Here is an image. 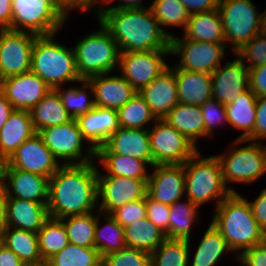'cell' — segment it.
Returning <instances> with one entry per match:
<instances>
[{"mask_svg":"<svg viewBox=\"0 0 266 266\" xmlns=\"http://www.w3.org/2000/svg\"><path fill=\"white\" fill-rule=\"evenodd\" d=\"M49 217L98 211V175L96 161L80 165H61L49 178Z\"/></svg>","mask_w":266,"mask_h":266,"instance_id":"cell-1","label":"cell"},{"mask_svg":"<svg viewBox=\"0 0 266 266\" xmlns=\"http://www.w3.org/2000/svg\"><path fill=\"white\" fill-rule=\"evenodd\" d=\"M96 20L111 33L120 53L170 50V38L162 31L150 7L105 9Z\"/></svg>","mask_w":266,"mask_h":266,"instance_id":"cell-2","label":"cell"},{"mask_svg":"<svg viewBox=\"0 0 266 266\" xmlns=\"http://www.w3.org/2000/svg\"><path fill=\"white\" fill-rule=\"evenodd\" d=\"M213 211L210 222L237 257L266 240V233L259 227L247 198L240 192H232Z\"/></svg>","mask_w":266,"mask_h":266,"instance_id":"cell-3","label":"cell"},{"mask_svg":"<svg viewBox=\"0 0 266 266\" xmlns=\"http://www.w3.org/2000/svg\"><path fill=\"white\" fill-rule=\"evenodd\" d=\"M57 33L38 36L32 50L31 72L51 89L80 82L73 47L56 41Z\"/></svg>","mask_w":266,"mask_h":266,"instance_id":"cell-4","label":"cell"},{"mask_svg":"<svg viewBox=\"0 0 266 266\" xmlns=\"http://www.w3.org/2000/svg\"><path fill=\"white\" fill-rule=\"evenodd\" d=\"M199 150L184 164L185 194L199 208L214 203V209L232 191L223 180L222 166L216 154L203 156Z\"/></svg>","mask_w":266,"mask_h":266,"instance_id":"cell-5","label":"cell"},{"mask_svg":"<svg viewBox=\"0 0 266 266\" xmlns=\"http://www.w3.org/2000/svg\"><path fill=\"white\" fill-rule=\"evenodd\" d=\"M98 29L85 34L73 47L81 80L118 70L120 51L111 33L97 20Z\"/></svg>","mask_w":266,"mask_h":266,"instance_id":"cell-6","label":"cell"},{"mask_svg":"<svg viewBox=\"0 0 266 266\" xmlns=\"http://www.w3.org/2000/svg\"><path fill=\"white\" fill-rule=\"evenodd\" d=\"M233 140L226 152L215 154L221 162L224 183L232 192H239L230 184L253 185L266 175V144Z\"/></svg>","mask_w":266,"mask_h":266,"instance_id":"cell-7","label":"cell"},{"mask_svg":"<svg viewBox=\"0 0 266 266\" xmlns=\"http://www.w3.org/2000/svg\"><path fill=\"white\" fill-rule=\"evenodd\" d=\"M68 20L55 0H12L11 30L47 36L63 29Z\"/></svg>","mask_w":266,"mask_h":266,"instance_id":"cell-8","label":"cell"},{"mask_svg":"<svg viewBox=\"0 0 266 266\" xmlns=\"http://www.w3.org/2000/svg\"><path fill=\"white\" fill-rule=\"evenodd\" d=\"M253 1H219L218 10L224 27L225 43L232 54L259 34L262 12Z\"/></svg>","mask_w":266,"mask_h":266,"instance_id":"cell-9","label":"cell"},{"mask_svg":"<svg viewBox=\"0 0 266 266\" xmlns=\"http://www.w3.org/2000/svg\"><path fill=\"white\" fill-rule=\"evenodd\" d=\"M38 134L60 165H80L95 161L96 151L83 138L76 119L63 125L44 128Z\"/></svg>","mask_w":266,"mask_h":266,"instance_id":"cell-10","label":"cell"},{"mask_svg":"<svg viewBox=\"0 0 266 266\" xmlns=\"http://www.w3.org/2000/svg\"><path fill=\"white\" fill-rule=\"evenodd\" d=\"M226 51H229L226 43L193 41L181 35L170 39V56L178 58L173 64L182 70L211 74L228 56Z\"/></svg>","mask_w":266,"mask_h":266,"instance_id":"cell-11","label":"cell"},{"mask_svg":"<svg viewBox=\"0 0 266 266\" xmlns=\"http://www.w3.org/2000/svg\"><path fill=\"white\" fill-rule=\"evenodd\" d=\"M149 128L153 165L185 164L199 149L164 119Z\"/></svg>","mask_w":266,"mask_h":266,"instance_id":"cell-12","label":"cell"},{"mask_svg":"<svg viewBox=\"0 0 266 266\" xmlns=\"http://www.w3.org/2000/svg\"><path fill=\"white\" fill-rule=\"evenodd\" d=\"M169 57L170 50L125 51L117 71L139 92L169 66Z\"/></svg>","mask_w":266,"mask_h":266,"instance_id":"cell-13","label":"cell"},{"mask_svg":"<svg viewBox=\"0 0 266 266\" xmlns=\"http://www.w3.org/2000/svg\"><path fill=\"white\" fill-rule=\"evenodd\" d=\"M37 37L29 32L0 30V80L31 71L32 50Z\"/></svg>","mask_w":266,"mask_h":266,"instance_id":"cell-14","label":"cell"},{"mask_svg":"<svg viewBox=\"0 0 266 266\" xmlns=\"http://www.w3.org/2000/svg\"><path fill=\"white\" fill-rule=\"evenodd\" d=\"M147 191L148 180L98 175V210L111 214L126 203L145 198Z\"/></svg>","mask_w":266,"mask_h":266,"instance_id":"cell-15","label":"cell"},{"mask_svg":"<svg viewBox=\"0 0 266 266\" xmlns=\"http://www.w3.org/2000/svg\"><path fill=\"white\" fill-rule=\"evenodd\" d=\"M6 163L14 169L48 178H51L61 166L38 133L21 144Z\"/></svg>","mask_w":266,"mask_h":266,"instance_id":"cell-16","label":"cell"},{"mask_svg":"<svg viewBox=\"0 0 266 266\" xmlns=\"http://www.w3.org/2000/svg\"><path fill=\"white\" fill-rule=\"evenodd\" d=\"M211 73L212 96L224 106L235 102L242 92L249 89V68L233 53Z\"/></svg>","mask_w":266,"mask_h":266,"instance_id":"cell-17","label":"cell"},{"mask_svg":"<svg viewBox=\"0 0 266 266\" xmlns=\"http://www.w3.org/2000/svg\"><path fill=\"white\" fill-rule=\"evenodd\" d=\"M147 194L168 206L185 198L184 164L153 165L150 168Z\"/></svg>","mask_w":266,"mask_h":266,"instance_id":"cell-18","label":"cell"},{"mask_svg":"<svg viewBox=\"0 0 266 266\" xmlns=\"http://www.w3.org/2000/svg\"><path fill=\"white\" fill-rule=\"evenodd\" d=\"M0 90L14 110L30 111L51 88L42 78L30 71L0 80Z\"/></svg>","mask_w":266,"mask_h":266,"instance_id":"cell-19","label":"cell"},{"mask_svg":"<svg viewBox=\"0 0 266 266\" xmlns=\"http://www.w3.org/2000/svg\"><path fill=\"white\" fill-rule=\"evenodd\" d=\"M2 181L7 198H19L37 203H48L49 201L48 177L14 169L4 162Z\"/></svg>","mask_w":266,"mask_h":266,"instance_id":"cell-20","label":"cell"},{"mask_svg":"<svg viewBox=\"0 0 266 266\" xmlns=\"http://www.w3.org/2000/svg\"><path fill=\"white\" fill-rule=\"evenodd\" d=\"M95 154H120L144 160L153 166L148 129L120 127L103 146L96 150Z\"/></svg>","mask_w":266,"mask_h":266,"instance_id":"cell-21","label":"cell"},{"mask_svg":"<svg viewBox=\"0 0 266 266\" xmlns=\"http://www.w3.org/2000/svg\"><path fill=\"white\" fill-rule=\"evenodd\" d=\"M87 81L92 87L94 104L97 107L118 110L137 93L118 71L117 74L105 73L94 76Z\"/></svg>","mask_w":266,"mask_h":266,"instance_id":"cell-22","label":"cell"},{"mask_svg":"<svg viewBox=\"0 0 266 266\" xmlns=\"http://www.w3.org/2000/svg\"><path fill=\"white\" fill-rule=\"evenodd\" d=\"M138 93L150 106L156 119H164L179 103L174 70L168 66Z\"/></svg>","mask_w":266,"mask_h":266,"instance_id":"cell-23","label":"cell"},{"mask_svg":"<svg viewBox=\"0 0 266 266\" xmlns=\"http://www.w3.org/2000/svg\"><path fill=\"white\" fill-rule=\"evenodd\" d=\"M83 138L96 151L120 126L117 110L95 106L76 118Z\"/></svg>","mask_w":266,"mask_h":266,"instance_id":"cell-24","label":"cell"},{"mask_svg":"<svg viewBox=\"0 0 266 266\" xmlns=\"http://www.w3.org/2000/svg\"><path fill=\"white\" fill-rule=\"evenodd\" d=\"M202 234L203 236L195 248H192L193 242H191V239L189 240V245L191 246H189L188 266H218L223 261V257L228 256V253L232 255L233 261L236 260L238 262V257L230 249L227 241L211 222H209L207 229Z\"/></svg>","mask_w":266,"mask_h":266,"instance_id":"cell-25","label":"cell"},{"mask_svg":"<svg viewBox=\"0 0 266 266\" xmlns=\"http://www.w3.org/2000/svg\"><path fill=\"white\" fill-rule=\"evenodd\" d=\"M48 203L7 198L5 227L37 233L49 218Z\"/></svg>","mask_w":266,"mask_h":266,"instance_id":"cell-26","label":"cell"},{"mask_svg":"<svg viewBox=\"0 0 266 266\" xmlns=\"http://www.w3.org/2000/svg\"><path fill=\"white\" fill-rule=\"evenodd\" d=\"M169 66L175 72L179 103L200 107L213 98L211 74L182 70L172 64Z\"/></svg>","mask_w":266,"mask_h":266,"instance_id":"cell-27","label":"cell"},{"mask_svg":"<svg viewBox=\"0 0 266 266\" xmlns=\"http://www.w3.org/2000/svg\"><path fill=\"white\" fill-rule=\"evenodd\" d=\"M35 133L30 111L14 110L0 130V158L6 162Z\"/></svg>","mask_w":266,"mask_h":266,"instance_id":"cell-28","label":"cell"},{"mask_svg":"<svg viewBox=\"0 0 266 266\" xmlns=\"http://www.w3.org/2000/svg\"><path fill=\"white\" fill-rule=\"evenodd\" d=\"M164 120L201 151L198 140L205 138V123L199 106L178 103Z\"/></svg>","mask_w":266,"mask_h":266,"instance_id":"cell-29","label":"cell"},{"mask_svg":"<svg viewBox=\"0 0 266 266\" xmlns=\"http://www.w3.org/2000/svg\"><path fill=\"white\" fill-rule=\"evenodd\" d=\"M95 161L97 175L122 176L140 180H148L150 176L151 166L138 158L120 154H95Z\"/></svg>","mask_w":266,"mask_h":266,"instance_id":"cell-30","label":"cell"},{"mask_svg":"<svg viewBox=\"0 0 266 266\" xmlns=\"http://www.w3.org/2000/svg\"><path fill=\"white\" fill-rule=\"evenodd\" d=\"M257 96L247 89L235 102L225 106L228 127L241 134L236 139L247 140L254 132Z\"/></svg>","mask_w":266,"mask_h":266,"instance_id":"cell-31","label":"cell"},{"mask_svg":"<svg viewBox=\"0 0 266 266\" xmlns=\"http://www.w3.org/2000/svg\"><path fill=\"white\" fill-rule=\"evenodd\" d=\"M183 37L193 41L225 43L224 27L218 9L190 14Z\"/></svg>","mask_w":266,"mask_h":266,"instance_id":"cell-32","label":"cell"},{"mask_svg":"<svg viewBox=\"0 0 266 266\" xmlns=\"http://www.w3.org/2000/svg\"><path fill=\"white\" fill-rule=\"evenodd\" d=\"M1 243L12 250L27 266H43L37 233L5 227L0 235Z\"/></svg>","mask_w":266,"mask_h":266,"instance_id":"cell-33","label":"cell"},{"mask_svg":"<svg viewBox=\"0 0 266 266\" xmlns=\"http://www.w3.org/2000/svg\"><path fill=\"white\" fill-rule=\"evenodd\" d=\"M31 118L36 133L52 126L63 125L73 120L66 111L60 95L51 89L31 110Z\"/></svg>","mask_w":266,"mask_h":266,"instance_id":"cell-34","label":"cell"},{"mask_svg":"<svg viewBox=\"0 0 266 266\" xmlns=\"http://www.w3.org/2000/svg\"><path fill=\"white\" fill-rule=\"evenodd\" d=\"M199 210V207L186 197L171 205L169 231L165 234L166 238L190 240L194 233L192 229L199 224L201 217Z\"/></svg>","mask_w":266,"mask_h":266,"instance_id":"cell-35","label":"cell"},{"mask_svg":"<svg viewBox=\"0 0 266 266\" xmlns=\"http://www.w3.org/2000/svg\"><path fill=\"white\" fill-rule=\"evenodd\" d=\"M126 247L145 251L149 254L154 252L166 239V235L147 217L134 221L124 227Z\"/></svg>","mask_w":266,"mask_h":266,"instance_id":"cell-36","label":"cell"},{"mask_svg":"<svg viewBox=\"0 0 266 266\" xmlns=\"http://www.w3.org/2000/svg\"><path fill=\"white\" fill-rule=\"evenodd\" d=\"M94 237L95 248L99 251L101 257L115 251L123 250L126 247L124 227L110 214L101 213L99 210L97 211Z\"/></svg>","mask_w":266,"mask_h":266,"instance_id":"cell-37","label":"cell"},{"mask_svg":"<svg viewBox=\"0 0 266 266\" xmlns=\"http://www.w3.org/2000/svg\"><path fill=\"white\" fill-rule=\"evenodd\" d=\"M149 7L158 20L162 31L171 39L176 33H170L167 28H181L187 25L190 13L180 0H152ZM166 27V28H165Z\"/></svg>","mask_w":266,"mask_h":266,"instance_id":"cell-38","label":"cell"},{"mask_svg":"<svg viewBox=\"0 0 266 266\" xmlns=\"http://www.w3.org/2000/svg\"><path fill=\"white\" fill-rule=\"evenodd\" d=\"M66 86L58 87L55 90L60 95L66 111L73 119L90 112L95 107L93 90L87 80Z\"/></svg>","mask_w":266,"mask_h":266,"instance_id":"cell-39","label":"cell"},{"mask_svg":"<svg viewBox=\"0 0 266 266\" xmlns=\"http://www.w3.org/2000/svg\"><path fill=\"white\" fill-rule=\"evenodd\" d=\"M41 257L46 262L69 244L66 226L61 219L49 217L37 232Z\"/></svg>","mask_w":266,"mask_h":266,"instance_id":"cell-40","label":"cell"},{"mask_svg":"<svg viewBox=\"0 0 266 266\" xmlns=\"http://www.w3.org/2000/svg\"><path fill=\"white\" fill-rule=\"evenodd\" d=\"M69 243L86 248H95L97 211L62 218Z\"/></svg>","mask_w":266,"mask_h":266,"instance_id":"cell-41","label":"cell"},{"mask_svg":"<svg viewBox=\"0 0 266 266\" xmlns=\"http://www.w3.org/2000/svg\"><path fill=\"white\" fill-rule=\"evenodd\" d=\"M117 115L119 126L131 129H149L157 120L138 92L117 110Z\"/></svg>","mask_w":266,"mask_h":266,"instance_id":"cell-42","label":"cell"},{"mask_svg":"<svg viewBox=\"0 0 266 266\" xmlns=\"http://www.w3.org/2000/svg\"><path fill=\"white\" fill-rule=\"evenodd\" d=\"M189 240L166 238L151 253V266H188Z\"/></svg>","mask_w":266,"mask_h":266,"instance_id":"cell-43","label":"cell"},{"mask_svg":"<svg viewBox=\"0 0 266 266\" xmlns=\"http://www.w3.org/2000/svg\"><path fill=\"white\" fill-rule=\"evenodd\" d=\"M102 257L96 248L69 243L45 262V266H96Z\"/></svg>","mask_w":266,"mask_h":266,"instance_id":"cell-44","label":"cell"},{"mask_svg":"<svg viewBox=\"0 0 266 266\" xmlns=\"http://www.w3.org/2000/svg\"><path fill=\"white\" fill-rule=\"evenodd\" d=\"M205 123V139L216 135V129L228 126L225 106L214 98L200 106ZM215 133V134H214Z\"/></svg>","mask_w":266,"mask_h":266,"instance_id":"cell-45","label":"cell"},{"mask_svg":"<svg viewBox=\"0 0 266 266\" xmlns=\"http://www.w3.org/2000/svg\"><path fill=\"white\" fill-rule=\"evenodd\" d=\"M105 266H151V254L130 247L102 257Z\"/></svg>","mask_w":266,"mask_h":266,"instance_id":"cell-46","label":"cell"},{"mask_svg":"<svg viewBox=\"0 0 266 266\" xmlns=\"http://www.w3.org/2000/svg\"><path fill=\"white\" fill-rule=\"evenodd\" d=\"M234 54L247 68L266 64V36L256 35Z\"/></svg>","mask_w":266,"mask_h":266,"instance_id":"cell-47","label":"cell"},{"mask_svg":"<svg viewBox=\"0 0 266 266\" xmlns=\"http://www.w3.org/2000/svg\"><path fill=\"white\" fill-rule=\"evenodd\" d=\"M110 215L123 227L143 219L147 215L146 197L126 203L115 209Z\"/></svg>","mask_w":266,"mask_h":266,"instance_id":"cell-48","label":"cell"},{"mask_svg":"<svg viewBox=\"0 0 266 266\" xmlns=\"http://www.w3.org/2000/svg\"><path fill=\"white\" fill-rule=\"evenodd\" d=\"M147 219L156 225L165 234L169 231L170 206L164 205L148 194L146 195Z\"/></svg>","mask_w":266,"mask_h":266,"instance_id":"cell-49","label":"cell"},{"mask_svg":"<svg viewBox=\"0 0 266 266\" xmlns=\"http://www.w3.org/2000/svg\"><path fill=\"white\" fill-rule=\"evenodd\" d=\"M247 140L263 143L266 140V96L257 97L254 132Z\"/></svg>","mask_w":266,"mask_h":266,"instance_id":"cell-50","label":"cell"},{"mask_svg":"<svg viewBox=\"0 0 266 266\" xmlns=\"http://www.w3.org/2000/svg\"><path fill=\"white\" fill-rule=\"evenodd\" d=\"M239 266H266V240L245 250L238 257Z\"/></svg>","mask_w":266,"mask_h":266,"instance_id":"cell-51","label":"cell"},{"mask_svg":"<svg viewBox=\"0 0 266 266\" xmlns=\"http://www.w3.org/2000/svg\"><path fill=\"white\" fill-rule=\"evenodd\" d=\"M249 89L257 96H266V64L249 68Z\"/></svg>","mask_w":266,"mask_h":266,"instance_id":"cell-52","label":"cell"},{"mask_svg":"<svg viewBox=\"0 0 266 266\" xmlns=\"http://www.w3.org/2000/svg\"><path fill=\"white\" fill-rule=\"evenodd\" d=\"M259 227L266 233V187L253 200H248Z\"/></svg>","mask_w":266,"mask_h":266,"instance_id":"cell-53","label":"cell"},{"mask_svg":"<svg viewBox=\"0 0 266 266\" xmlns=\"http://www.w3.org/2000/svg\"><path fill=\"white\" fill-rule=\"evenodd\" d=\"M55 2L68 18L70 14L72 15V11L94 13V0H55Z\"/></svg>","mask_w":266,"mask_h":266,"instance_id":"cell-54","label":"cell"},{"mask_svg":"<svg viewBox=\"0 0 266 266\" xmlns=\"http://www.w3.org/2000/svg\"><path fill=\"white\" fill-rule=\"evenodd\" d=\"M190 14L218 9L220 0H180Z\"/></svg>","mask_w":266,"mask_h":266,"instance_id":"cell-55","label":"cell"},{"mask_svg":"<svg viewBox=\"0 0 266 266\" xmlns=\"http://www.w3.org/2000/svg\"><path fill=\"white\" fill-rule=\"evenodd\" d=\"M0 266H27L12 250L0 243Z\"/></svg>","mask_w":266,"mask_h":266,"instance_id":"cell-56","label":"cell"},{"mask_svg":"<svg viewBox=\"0 0 266 266\" xmlns=\"http://www.w3.org/2000/svg\"><path fill=\"white\" fill-rule=\"evenodd\" d=\"M12 18V0H0V30L10 29Z\"/></svg>","mask_w":266,"mask_h":266,"instance_id":"cell-57","label":"cell"},{"mask_svg":"<svg viewBox=\"0 0 266 266\" xmlns=\"http://www.w3.org/2000/svg\"><path fill=\"white\" fill-rule=\"evenodd\" d=\"M14 111L12 104L0 90V130L8 121L10 114Z\"/></svg>","mask_w":266,"mask_h":266,"instance_id":"cell-58","label":"cell"},{"mask_svg":"<svg viewBox=\"0 0 266 266\" xmlns=\"http://www.w3.org/2000/svg\"><path fill=\"white\" fill-rule=\"evenodd\" d=\"M119 2L115 5H109L107 9H137V8H145L148 7L145 5V0H118Z\"/></svg>","mask_w":266,"mask_h":266,"instance_id":"cell-59","label":"cell"},{"mask_svg":"<svg viewBox=\"0 0 266 266\" xmlns=\"http://www.w3.org/2000/svg\"><path fill=\"white\" fill-rule=\"evenodd\" d=\"M7 194L3 181L0 182V235L5 228Z\"/></svg>","mask_w":266,"mask_h":266,"instance_id":"cell-60","label":"cell"},{"mask_svg":"<svg viewBox=\"0 0 266 266\" xmlns=\"http://www.w3.org/2000/svg\"><path fill=\"white\" fill-rule=\"evenodd\" d=\"M114 1L115 0H94V13L96 15L95 18L99 16V14H101L105 9H107V7H109V4Z\"/></svg>","mask_w":266,"mask_h":266,"instance_id":"cell-61","label":"cell"},{"mask_svg":"<svg viewBox=\"0 0 266 266\" xmlns=\"http://www.w3.org/2000/svg\"><path fill=\"white\" fill-rule=\"evenodd\" d=\"M259 34L266 36V9L262 12Z\"/></svg>","mask_w":266,"mask_h":266,"instance_id":"cell-62","label":"cell"},{"mask_svg":"<svg viewBox=\"0 0 266 266\" xmlns=\"http://www.w3.org/2000/svg\"><path fill=\"white\" fill-rule=\"evenodd\" d=\"M4 161L0 158V182L2 181V168H3Z\"/></svg>","mask_w":266,"mask_h":266,"instance_id":"cell-63","label":"cell"},{"mask_svg":"<svg viewBox=\"0 0 266 266\" xmlns=\"http://www.w3.org/2000/svg\"><path fill=\"white\" fill-rule=\"evenodd\" d=\"M96 266H105L104 265V262L103 261H101L98 265H96Z\"/></svg>","mask_w":266,"mask_h":266,"instance_id":"cell-64","label":"cell"}]
</instances>
